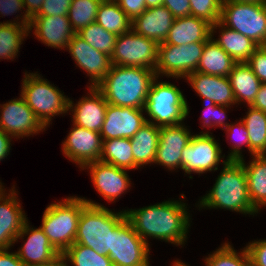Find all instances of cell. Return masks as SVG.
Instances as JSON below:
<instances>
[{"label": "cell", "instance_id": "1", "mask_svg": "<svg viewBox=\"0 0 266 266\" xmlns=\"http://www.w3.org/2000/svg\"><path fill=\"white\" fill-rule=\"evenodd\" d=\"M187 205L168 200L139 209H125L126 217L135 232L148 244V238L162 240L176 246L185 245L190 228Z\"/></svg>", "mask_w": 266, "mask_h": 266}, {"label": "cell", "instance_id": "2", "mask_svg": "<svg viewBox=\"0 0 266 266\" xmlns=\"http://www.w3.org/2000/svg\"><path fill=\"white\" fill-rule=\"evenodd\" d=\"M223 169L212 189L198 201L196 207L204 209H226L242 214L255 215L258 212L251 204L246 172L241 161L222 160Z\"/></svg>", "mask_w": 266, "mask_h": 266}, {"label": "cell", "instance_id": "3", "mask_svg": "<svg viewBox=\"0 0 266 266\" xmlns=\"http://www.w3.org/2000/svg\"><path fill=\"white\" fill-rule=\"evenodd\" d=\"M155 78V71L150 68L112 65L96 88L109 104L144 109Z\"/></svg>", "mask_w": 266, "mask_h": 266}, {"label": "cell", "instance_id": "4", "mask_svg": "<svg viewBox=\"0 0 266 266\" xmlns=\"http://www.w3.org/2000/svg\"><path fill=\"white\" fill-rule=\"evenodd\" d=\"M82 199L87 205L82 209L74 243L92 248L100 255H108L111 233L126 217L125 210L115 212L95 201Z\"/></svg>", "mask_w": 266, "mask_h": 266}, {"label": "cell", "instance_id": "5", "mask_svg": "<svg viewBox=\"0 0 266 266\" xmlns=\"http://www.w3.org/2000/svg\"><path fill=\"white\" fill-rule=\"evenodd\" d=\"M87 203L81 197L69 196L48 205L40 228L52 246L62 255L75 242L78 221Z\"/></svg>", "mask_w": 266, "mask_h": 266}, {"label": "cell", "instance_id": "6", "mask_svg": "<svg viewBox=\"0 0 266 266\" xmlns=\"http://www.w3.org/2000/svg\"><path fill=\"white\" fill-rule=\"evenodd\" d=\"M156 77L150 86L144 106L150 117L147 122L158 127L176 126L189 114V106L181 90L169 81H158Z\"/></svg>", "mask_w": 266, "mask_h": 266}, {"label": "cell", "instance_id": "7", "mask_svg": "<svg viewBox=\"0 0 266 266\" xmlns=\"http://www.w3.org/2000/svg\"><path fill=\"white\" fill-rule=\"evenodd\" d=\"M25 71L21 85V96L34 112L37 119L47 129L52 117L65 114L69 108V97L64 95L58 87L38 74Z\"/></svg>", "mask_w": 266, "mask_h": 266}, {"label": "cell", "instance_id": "8", "mask_svg": "<svg viewBox=\"0 0 266 266\" xmlns=\"http://www.w3.org/2000/svg\"><path fill=\"white\" fill-rule=\"evenodd\" d=\"M220 22L247 36L258 46L266 44V2L222 1Z\"/></svg>", "mask_w": 266, "mask_h": 266}, {"label": "cell", "instance_id": "9", "mask_svg": "<svg viewBox=\"0 0 266 266\" xmlns=\"http://www.w3.org/2000/svg\"><path fill=\"white\" fill-rule=\"evenodd\" d=\"M206 42H191L190 44L173 45L160 43L158 59L155 68L156 77L186 78L197 70ZM161 75V76H160Z\"/></svg>", "mask_w": 266, "mask_h": 266}, {"label": "cell", "instance_id": "10", "mask_svg": "<svg viewBox=\"0 0 266 266\" xmlns=\"http://www.w3.org/2000/svg\"><path fill=\"white\" fill-rule=\"evenodd\" d=\"M149 253V245L125 217L111 233L108 256L113 266H150Z\"/></svg>", "mask_w": 266, "mask_h": 266}, {"label": "cell", "instance_id": "11", "mask_svg": "<svg viewBox=\"0 0 266 266\" xmlns=\"http://www.w3.org/2000/svg\"><path fill=\"white\" fill-rule=\"evenodd\" d=\"M159 44L136 34L132 29L118 35L111 56V64L117 66L143 67L155 70Z\"/></svg>", "mask_w": 266, "mask_h": 266}, {"label": "cell", "instance_id": "12", "mask_svg": "<svg viewBox=\"0 0 266 266\" xmlns=\"http://www.w3.org/2000/svg\"><path fill=\"white\" fill-rule=\"evenodd\" d=\"M201 131L199 134H194L190 142L182 151L181 169L186 174H203L210 171L218 170V165L221 164L222 150L220 144L215 140L212 133ZM220 162V163H219Z\"/></svg>", "mask_w": 266, "mask_h": 266}, {"label": "cell", "instance_id": "13", "mask_svg": "<svg viewBox=\"0 0 266 266\" xmlns=\"http://www.w3.org/2000/svg\"><path fill=\"white\" fill-rule=\"evenodd\" d=\"M0 109V129L14 139L33 136L46 129L21 95L0 104Z\"/></svg>", "mask_w": 266, "mask_h": 266}, {"label": "cell", "instance_id": "14", "mask_svg": "<svg viewBox=\"0 0 266 266\" xmlns=\"http://www.w3.org/2000/svg\"><path fill=\"white\" fill-rule=\"evenodd\" d=\"M69 134L62 142V153L79 168L99 161L102 154L103 141L99 132L72 124Z\"/></svg>", "mask_w": 266, "mask_h": 266}, {"label": "cell", "instance_id": "15", "mask_svg": "<svg viewBox=\"0 0 266 266\" xmlns=\"http://www.w3.org/2000/svg\"><path fill=\"white\" fill-rule=\"evenodd\" d=\"M144 109L107 105L100 132L102 141L112 138H129L147 123Z\"/></svg>", "mask_w": 266, "mask_h": 266}, {"label": "cell", "instance_id": "16", "mask_svg": "<svg viewBox=\"0 0 266 266\" xmlns=\"http://www.w3.org/2000/svg\"><path fill=\"white\" fill-rule=\"evenodd\" d=\"M84 169H89L96 191L108 202H115L124 192L130 190L128 188L131 181L125 169L100 160L85 165L82 170Z\"/></svg>", "mask_w": 266, "mask_h": 266}, {"label": "cell", "instance_id": "17", "mask_svg": "<svg viewBox=\"0 0 266 266\" xmlns=\"http://www.w3.org/2000/svg\"><path fill=\"white\" fill-rule=\"evenodd\" d=\"M76 65L90 77V87H96L105 78L112 66L111 57L91 47L85 40L75 34L66 49Z\"/></svg>", "mask_w": 266, "mask_h": 266}, {"label": "cell", "instance_id": "18", "mask_svg": "<svg viewBox=\"0 0 266 266\" xmlns=\"http://www.w3.org/2000/svg\"><path fill=\"white\" fill-rule=\"evenodd\" d=\"M193 133L183 123L160 127L158 148L154 163L169 171L181 169L182 151L190 142Z\"/></svg>", "mask_w": 266, "mask_h": 266}, {"label": "cell", "instance_id": "19", "mask_svg": "<svg viewBox=\"0 0 266 266\" xmlns=\"http://www.w3.org/2000/svg\"><path fill=\"white\" fill-rule=\"evenodd\" d=\"M26 241L17 252L19 259L26 266H38L54 261L61 254L52 246L44 231L39 228L30 227L28 220L24 223L21 232L17 235L15 242L27 236Z\"/></svg>", "mask_w": 266, "mask_h": 266}, {"label": "cell", "instance_id": "20", "mask_svg": "<svg viewBox=\"0 0 266 266\" xmlns=\"http://www.w3.org/2000/svg\"><path fill=\"white\" fill-rule=\"evenodd\" d=\"M12 187L8 194L6 190L0 194V249L14 246L17 235L27 221L15 185Z\"/></svg>", "mask_w": 266, "mask_h": 266}, {"label": "cell", "instance_id": "21", "mask_svg": "<svg viewBox=\"0 0 266 266\" xmlns=\"http://www.w3.org/2000/svg\"><path fill=\"white\" fill-rule=\"evenodd\" d=\"M88 95L79 98V101L74 102L69 99L68 111L72 112V122L80 127L90 131L101 132L105 112L107 109V101L103 94L96 87H88Z\"/></svg>", "mask_w": 266, "mask_h": 266}, {"label": "cell", "instance_id": "22", "mask_svg": "<svg viewBox=\"0 0 266 266\" xmlns=\"http://www.w3.org/2000/svg\"><path fill=\"white\" fill-rule=\"evenodd\" d=\"M34 28V29H33ZM46 46L67 49L76 34L67 16H34L29 31Z\"/></svg>", "mask_w": 266, "mask_h": 266}, {"label": "cell", "instance_id": "23", "mask_svg": "<svg viewBox=\"0 0 266 266\" xmlns=\"http://www.w3.org/2000/svg\"><path fill=\"white\" fill-rule=\"evenodd\" d=\"M187 80L200 98H208L217 105H236V99L228 77L192 72Z\"/></svg>", "mask_w": 266, "mask_h": 266}, {"label": "cell", "instance_id": "24", "mask_svg": "<svg viewBox=\"0 0 266 266\" xmlns=\"http://www.w3.org/2000/svg\"><path fill=\"white\" fill-rule=\"evenodd\" d=\"M175 17L164 6L147 8L132 20L131 29L139 35L152 39L158 44L164 43Z\"/></svg>", "mask_w": 266, "mask_h": 266}, {"label": "cell", "instance_id": "25", "mask_svg": "<svg viewBox=\"0 0 266 266\" xmlns=\"http://www.w3.org/2000/svg\"><path fill=\"white\" fill-rule=\"evenodd\" d=\"M211 26L208 21L192 15L175 18L164 43L180 46L207 42L211 38Z\"/></svg>", "mask_w": 266, "mask_h": 266}, {"label": "cell", "instance_id": "26", "mask_svg": "<svg viewBox=\"0 0 266 266\" xmlns=\"http://www.w3.org/2000/svg\"><path fill=\"white\" fill-rule=\"evenodd\" d=\"M217 29H219V38L215 39L214 33H216ZM211 38L231 56L236 63L247 62L253 52L259 47L250 38L227 28L220 21L211 26Z\"/></svg>", "mask_w": 266, "mask_h": 266}, {"label": "cell", "instance_id": "27", "mask_svg": "<svg viewBox=\"0 0 266 266\" xmlns=\"http://www.w3.org/2000/svg\"><path fill=\"white\" fill-rule=\"evenodd\" d=\"M160 127L147 122L130 139L135 170L153 164L158 148Z\"/></svg>", "mask_w": 266, "mask_h": 266}, {"label": "cell", "instance_id": "28", "mask_svg": "<svg viewBox=\"0 0 266 266\" xmlns=\"http://www.w3.org/2000/svg\"><path fill=\"white\" fill-rule=\"evenodd\" d=\"M240 161L246 172L251 204L259 212L266 207V155H253L248 165L244 158Z\"/></svg>", "mask_w": 266, "mask_h": 266}, {"label": "cell", "instance_id": "29", "mask_svg": "<svg viewBox=\"0 0 266 266\" xmlns=\"http://www.w3.org/2000/svg\"><path fill=\"white\" fill-rule=\"evenodd\" d=\"M229 81L236 99V104L245 102L251 106L261 86V81L246 63H236L229 73Z\"/></svg>", "mask_w": 266, "mask_h": 266}, {"label": "cell", "instance_id": "30", "mask_svg": "<svg viewBox=\"0 0 266 266\" xmlns=\"http://www.w3.org/2000/svg\"><path fill=\"white\" fill-rule=\"evenodd\" d=\"M236 61L229 56L212 38L204 46L197 66V72L228 77Z\"/></svg>", "mask_w": 266, "mask_h": 266}, {"label": "cell", "instance_id": "31", "mask_svg": "<svg viewBox=\"0 0 266 266\" xmlns=\"http://www.w3.org/2000/svg\"><path fill=\"white\" fill-rule=\"evenodd\" d=\"M95 22L117 36L129 32L132 25V20L119 7L116 0H102Z\"/></svg>", "mask_w": 266, "mask_h": 266}, {"label": "cell", "instance_id": "32", "mask_svg": "<svg viewBox=\"0 0 266 266\" xmlns=\"http://www.w3.org/2000/svg\"><path fill=\"white\" fill-rule=\"evenodd\" d=\"M248 112L241 118L249 137V152L253 155H266V112L248 106Z\"/></svg>", "mask_w": 266, "mask_h": 266}, {"label": "cell", "instance_id": "33", "mask_svg": "<svg viewBox=\"0 0 266 266\" xmlns=\"http://www.w3.org/2000/svg\"><path fill=\"white\" fill-rule=\"evenodd\" d=\"M100 161L125 170H135L132 146L129 138L103 140Z\"/></svg>", "mask_w": 266, "mask_h": 266}, {"label": "cell", "instance_id": "34", "mask_svg": "<svg viewBox=\"0 0 266 266\" xmlns=\"http://www.w3.org/2000/svg\"><path fill=\"white\" fill-rule=\"evenodd\" d=\"M29 33L26 26L0 22V59L13 61Z\"/></svg>", "mask_w": 266, "mask_h": 266}, {"label": "cell", "instance_id": "35", "mask_svg": "<svg viewBox=\"0 0 266 266\" xmlns=\"http://www.w3.org/2000/svg\"><path fill=\"white\" fill-rule=\"evenodd\" d=\"M65 266H113L108 255H100L92 248L74 243L63 254Z\"/></svg>", "mask_w": 266, "mask_h": 266}, {"label": "cell", "instance_id": "36", "mask_svg": "<svg viewBox=\"0 0 266 266\" xmlns=\"http://www.w3.org/2000/svg\"><path fill=\"white\" fill-rule=\"evenodd\" d=\"M76 34L94 49L99 50L110 57L114 53L117 35L105 30L96 22L87 25Z\"/></svg>", "mask_w": 266, "mask_h": 266}, {"label": "cell", "instance_id": "37", "mask_svg": "<svg viewBox=\"0 0 266 266\" xmlns=\"http://www.w3.org/2000/svg\"><path fill=\"white\" fill-rule=\"evenodd\" d=\"M237 252L232 245L224 242L216 251L205 257V266H251L246 247Z\"/></svg>", "mask_w": 266, "mask_h": 266}, {"label": "cell", "instance_id": "38", "mask_svg": "<svg viewBox=\"0 0 266 266\" xmlns=\"http://www.w3.org/2000/svg\"><path fill=\"white\" fill-rule=\"evenodd\" d=\"M101 2L102 0H73L71 2L67 17L76 33L95 22Z\"/></svg>", "mask_w": 266, "mask_h": 266}, {"label": "cell", "instance_id": "39", "mask_svg": "<svg viewBox=\"0 0 266 266\" xmlns=\"http://www.w3.org/2000/svg\"><path fill=\"white\" fill-rule=\"evenodd\" d=\"M227 137H234V143L231 145L232 149L230 150L231 152L228 153L227 160H234V161H240L243 159V154H242V146H246V148L249 151V137H248V131L246 129L245 124L243 123L242 120H240L237 123L229 124L225 129ZM231 140H233L231 138Z\"/></svg>", "mask_w": 266, "mask_h": 266}, {"label": "cell", "instance_id": "40", "mask_svg": "<svg viewBox=\"0 0 266 266\" xmlns=\"http://www.w3.org/2000/svg\"><path fill=\"white\" fill-rule=\"evenodd\" d=\"M191 15L216 24L221 19L222 0H189Z\"/></svg>", "mask_w": 266, "mask_h": 266}, {"label": "cell", "instance_id": "41", "mask_svg": "<svg viewBox=\"0 0 266 266\" xmlns=\"http://www.w3.org/2000/svg\"><path fill=\"white\" fill-rule=\"evenodd\" d=\"M205 104L202 118V128H210V127H222V129H225L229 123L225 122L227 119V110L230 108L229 106L224 105H217L214 104V102L208 98H202ZM227 108V109H226Z\"/></svg>", "mask_w": 266, "mask_h": 266}, {"label": "cell", "instance_id": "42", "mask_svg": "<svg viewBox=\"0 0 266 266\" xmlns=\"http://www.w3.org/2000/svg\"><path fill=\"white\" fill-rule=\"evenodd\" d=\"M246 63L261 83H266V47L259 46Z\"/></svg>", "mask_w": 266, "mask_h": 266}, {"label": "cell", "instance_id": "43", "mask_svg": "<svg viewBox=\"0 0 266 266\" xmlns=\"http://www.w3.org/2000/svg\"><path fill=\"white\" fill-rule=\"evenodd\" d=\"M73 0H44L35 16H67Z\"/></svg>", "mask_w": 266, "mask_h": 266}, {"label": "cell", "instance_id": "44", "mask_svg": "<svg viewBox=\"0 0 266 266\" xmlns=\"http://www.w3.org/2000/svg\"><path fill=\"white\" fill-rule=\"evenodd\" d=\"M246 249L251 266H266V239L249 242Z\"/></svg>", "mask_w": 266, "mask_h": 266}, {"label": "cell", "instance_id": "45", "mask_svg": "<svg viewBox=\"0 0 266 266\" xmlns=\"http://www.w3.org/2000/svg\"><path fill=\"white\" fill-rule=\"evenodd\" d=\"M44 0H23V3L25 5V9L23 11V15L19 16L16 15L17 17L15 19L17 20H13V21H6L3 23H13V24H17V25H22V26H26L28 28H30V24H31V19L40 11V8L43 4ZM21 20V21H19Z\"/></svg>", "mask_w": 266, "mask_h": 266}, {"label": "cell", "instance_id": "46", "mask_svg": "<svg viewBox=\"0 0 266 266\" xmlns=\"http://www.w3.org/2000/svg\"><path fill=\"white\" fill-rule=\"evenodd\" d=\"M119 7L133 20L142 14L147 8L145 0H116Z\"/></svg>", "mask_w": 266, "mask_h": 266}, {"label": "cell", "instance_id": "47", "mask_svg": "<svg viewBox=\"0 0 266 266\" xmlns=\"http://www.w3.org/2000/svg\"><path fill=\"white\" fill-rule=\"evenodd\" d=\"M175 18L191 15L189 0H163V4Z\"/></svg>", "mask_w": 266, "mask_h": 266}, {"label": "cell", "instance_id": "48", "mask_svg": "<svg viewBox=\"0 0 266 266\" xmlns=\"http://www.w3.org/2000/svg\"><path fill=\"white\" fill-rule=\"evenodd\" d=\"M24 8L23 0H0V15L2 17L16 14Z\"/></svg>", "mask_w": 266, "mask_h": 266}, {"label": "cell", "instance_id": "49", "mask_svg": "<svg viewBox=\"0 0 266 266\" xmlns=\"http://www.w3.org/2000/svg\"><path fill=\"white\" fill-rule=\"evenodd\" d=\"M9 248L0 249V266H26L18 257L17 252H9Z\"/></svg>", "mask_w": 266, "mask_h": 266}, {"label": "cell", "instance_id": "50", "mask_svg": "<svg viewBox=\"0 0 266 266\" xmlns=\"http://www.w3.org/2000/svg\"><path fill=\"white\" fill-rule=\"evenodd\" d=\"M11 139L12 137L10 135L0 129V161L9 155L12 146Z\"/></svg>", "mask_w": 266, "mask_h": 266}, {"label": "cell", "instance_id": "51", "mask_svg": "<svg viewBox=\"0 0 266 266\" xmlns=\"http://www.w3.org/2000/svg\"><path fill=\"white\" fill-rule=\"evenodd\" d=\"M253 108L266 112V83H262L251 105Z\"/></svg>", "mask_w": 266, "mask_h": 266}, {"label": "cell", "instance_id": "52", "mask_svg": "<svg viewBox=\"0 0 266 266\" xmlns=\"http://www.w3.org/2000/svg\"><path fill=\"white\" fill-rule=\"evenodd\" d=\"M38 266H65L64 259L62 255L60 257H57L54 261L47 263V264H42Z\"/></svg>", "mask_w": 266, "mask_h": 266}, {"label": "cell", "instance_id": "53", "mask_svg": "<svg viewBox=\"0 0 266 266\" xmlns=\"http://www.w3.org/2000/svg\"><path fill=\"white\" fill-rule=\"evenodd\" d=\"M146 8H152L163 4V0H145Z\"/></svg>", "mask_w": 266, "mask_h": 266}, {"label": "cell", "instance_id": "54", "mask_svg": "<svg viewBox=\"0 0 266 266\" xmlns=\"http://www.w3.org/2000/svg\"><path fill=\"white\" fill-rule=\"evenodd\" d=\"M222 1H235L243 3L266 2V0H222Z\"/></svg>", "mask_w": 266, "mask_h": 266}, {"label": "cell", "instance_id": "55", "mask_svg": "<svg viewBox=\"0 0 266 266\" xmlns=\"http://www.w3.org/2000/svg\"><path fill=\"white\" fill-rule=\"evenodd\" d=\"M172 266H188L187 264L183 263L181 260H175L174 263H172Z\"/></svg>", "mask_w": 266, "mask_h": 266}, {"label": "cell", "instance_id": "56", "mask_svg": "<svg viewBox=\"0 0 266 266\" xmlns=\"http://www.w3.org/2000/svg\"><path fill=\"white\" fill-rule=\"evenodd\" d=\"M5 190L4 186L2 185V182L0 181V194Z\"/></svg>", "mask_w": 266, "mask_h": 266}]
</instances>
